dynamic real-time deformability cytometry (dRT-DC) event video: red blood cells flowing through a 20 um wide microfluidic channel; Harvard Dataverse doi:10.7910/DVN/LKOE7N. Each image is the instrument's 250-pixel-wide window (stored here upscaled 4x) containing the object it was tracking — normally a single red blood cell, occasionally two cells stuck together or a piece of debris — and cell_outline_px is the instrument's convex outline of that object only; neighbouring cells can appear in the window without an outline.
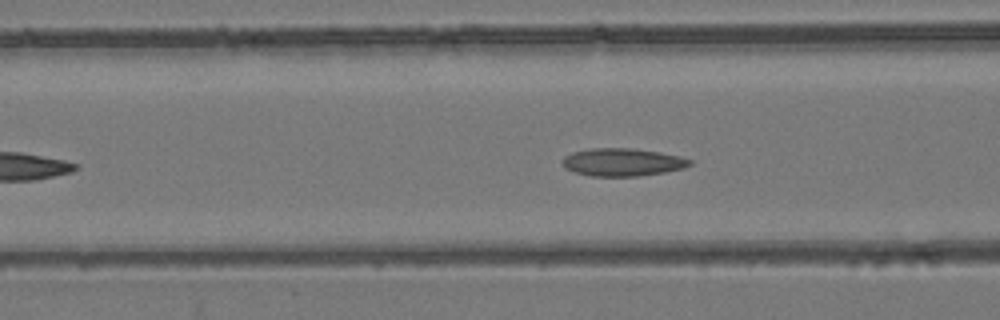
{"species": "common noctule bat (a hibernating species)", "species_latin": "Nyctalus noctula", "temperature_condition": "room temperature", "stored_images_in_passage": 42, "camera_frame_rate_fps": 3000, "um_per_image_px": 0.085, "animal": {"sex": "female", "body_mass_g": 24.6, "forearm_length_mm": 56.2}, "frame": {"image": 1, "passage_image": 12, "time_ms": 3.667, "image_size_px": [1000, 320], "cell_outline_px": [[692, 164], [684, 168], [664, 172], [636, 176], [592, 176], [576, 172], [564, 168], [560, 160], [564, 156], [572, 152], [588, 148], [632, 148], [660, 152], [680, 156], [692, 160]], "centroid_in_image_um": [52.88, 13.77], "position_along_channel_um": 113.7, "area_um2": 20.75}}
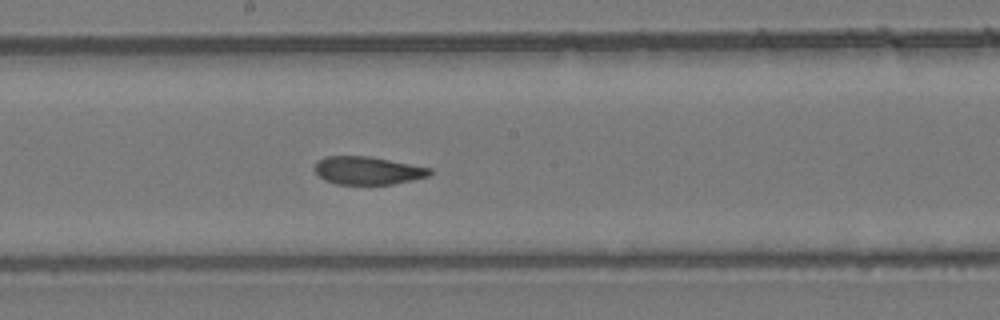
{"frame": {"image": 2, "passage_image": 20, "time_ms": 6.333, "image_size_px": [1000, 320], "cell_outline_px": [[432, 172], [428, 176], [412, 180], [392, 184], [336, 184], [324, 180], [316, 172], [316, 160], [324, 156], [368, 156], [432, 168]], "centroid_in_image_um": [31.24, 14.49], "position_along_channel_um": 217.0, "area_um2": 18.67}}
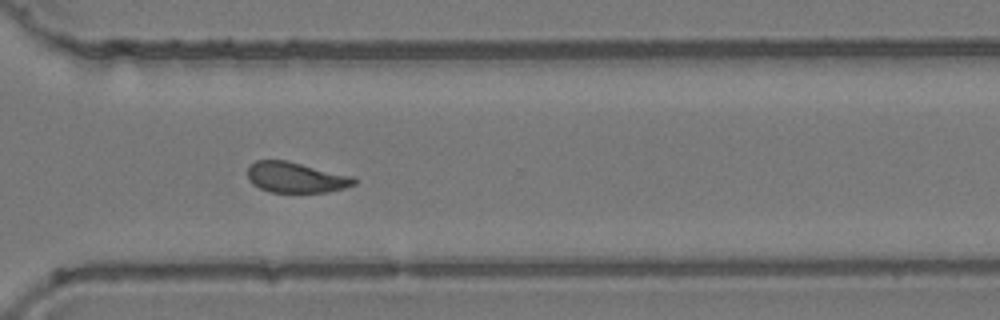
{"frame": {"image": 3, "passage_image": 30, "time_ms": 9.667, "image_size_px": [1000, 320], "cell_outline_px": [[356, 184], [344, 188], [328, 192], [272, 192], [260, 188], [252, 184], [248, 180], [248, 164], [256, 160], [288, 160], [356, 176]], "centroid_in_image_um": [25.17, 15.06], "position_along_channel_um": 345.4, "area_um2": 19.36}, "authors_computed_cell_mechanics": {"area_um2": 19.7387, "velocity_mm_per_s": 3.8601, "shape_relaxation_time_tau1_ms": 6.8758, "shape_relaxation_time_tau2_ms": 2.1278, "deformation_change_tau1": 0.1796, "deformation_change_tau2": 0.0893}}